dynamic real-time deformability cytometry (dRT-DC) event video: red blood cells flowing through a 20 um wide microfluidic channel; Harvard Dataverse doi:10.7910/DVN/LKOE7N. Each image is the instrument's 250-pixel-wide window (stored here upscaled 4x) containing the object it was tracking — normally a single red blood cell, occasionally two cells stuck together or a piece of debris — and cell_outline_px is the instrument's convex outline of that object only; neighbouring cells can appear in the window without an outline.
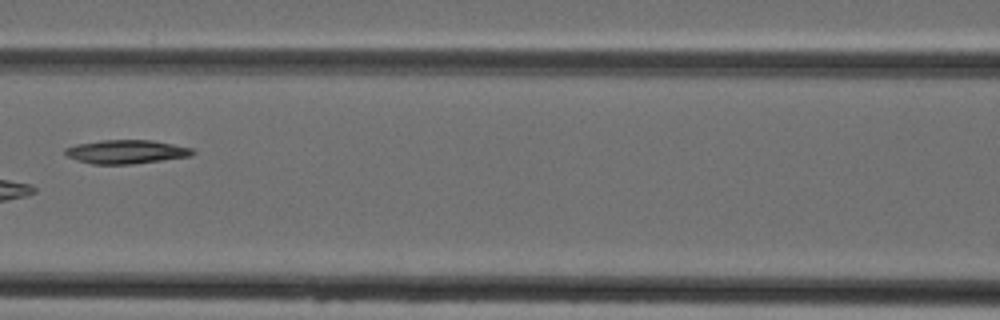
{"species": "Egyptian fruit bat (a non-hibernating species)", "species_latin": "Rousettus aegyptiacus", "temperature_condition": "cold", "stored_images_in_passage": 7, "camera_frame_rate_fps": 3000, "um_per_image_px": 0.085, "animal": {"sex": "female"}, "frame": {"image": 1, "passage_image": 7, "time_ms": 6.667, "image_size_px": [1000, 320], "cell_outline_px": [[196, 152], [192, 156], [132, 164], [92, 164], [76, 160], [68, 156], [64, 152], [64, 148], [76, 144], [100, 140], [152, 140], [192, 148]], "centroid_in_image_um": [10.72, 12.9], "position_along_channel_um": 155.9, "area_um2": 17.69}}